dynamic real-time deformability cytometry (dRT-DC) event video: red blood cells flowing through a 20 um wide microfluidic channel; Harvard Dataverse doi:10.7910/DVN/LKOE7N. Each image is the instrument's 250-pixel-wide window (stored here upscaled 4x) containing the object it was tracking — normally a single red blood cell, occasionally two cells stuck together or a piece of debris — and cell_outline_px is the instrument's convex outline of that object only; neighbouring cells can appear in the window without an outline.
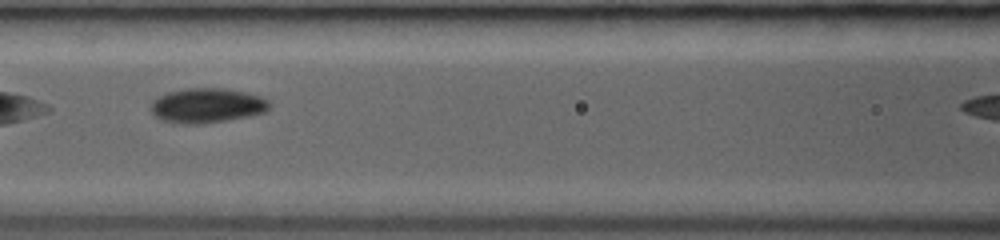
{"species": "common noctule bat (a hibernating species)", "species_latin": "Nyctalus noctula", "temperature_condition": "room temperature", "stored_images_in_passage": 22, "camera_frame_rate_fps": 3000, "um_per_image_px": 0.085, "animal": {"sex": "female", "body_mass_g": 19.0, "forearm_length_mm": 53.3}, "frame": {"image": 1, "passage_image": 7, "time_ms": 2.0, "image_size_px": [1000, 240], "cell_outline_px": [[272, 104], [264, 112], [248, 116], [224, 120], [196, 124], [180, 124], [164, 120], [156, 116], [152, 112], [152, 100], [156, 96], [168, 92], [188, 88], [224, 88], [244, 92], [260, 96], [268, 100]], "centroid_in_image_um": [17.58, 8.95], "position_along_channel_um": 149.0, "area_um2": 23.76}}
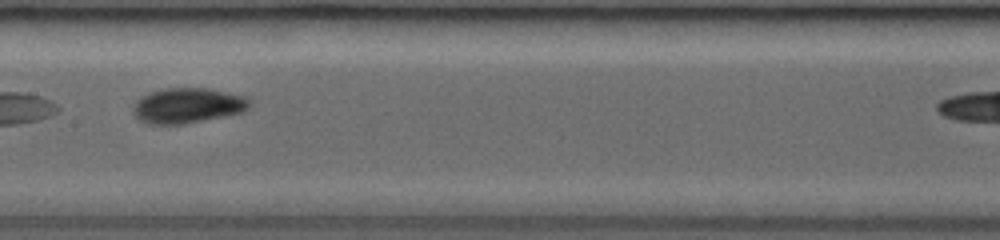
{"frame": {"image": 2, "passage_image": 10, "time_ms": 3.0, "image_size_px": [1000, 240], "cell_outline_px": [[252, 104], [248, 108], [240, 112], [180, 124], [148, 124], [140, 120], [136, 116], [132, 108], [136, 100], [148, 92], [168, 88], [208, 88], [244, 96]], "centroid_in_image_um": [15.89, 8.95], "position_along_channel_um": 191.5, "area_um2": 23.47}}